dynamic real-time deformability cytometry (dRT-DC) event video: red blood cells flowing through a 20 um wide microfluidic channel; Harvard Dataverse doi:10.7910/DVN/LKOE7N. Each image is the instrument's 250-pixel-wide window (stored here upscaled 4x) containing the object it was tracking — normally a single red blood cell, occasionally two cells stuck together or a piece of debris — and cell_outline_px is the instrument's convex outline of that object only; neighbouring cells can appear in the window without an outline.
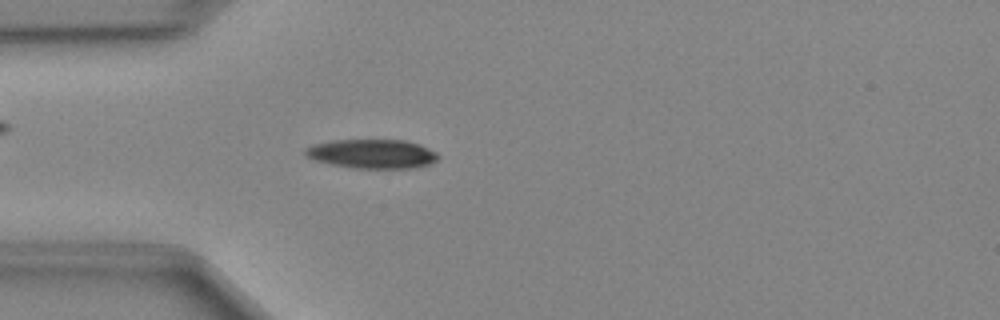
{"species": "Egyptian fruit bat (a non-hibernating species)", "species_latin": "Rousettus aegyptiacus", "temperature_condition": "cold", "stored_images_in_passage": 48, "camera_frame_rate_fps": 3000, "um_per_image_px": 0.085, "animal": {"sex": "female"}, "frame": {"image": 1, "passage_image": 13, "time_ms": 4.0, "image_size_px": [1000, 320], "cell_outline_px": [[440, 156], [432, 164], [412, 168], [356, 168], [332, 164], [316, 160], [308, 156], [304, 152], [304, 148], [312, 144], [332, 140], [404, 140], [420, 144], [436, 152]], "centroid_in_image_um": [31.66, 13.07], "position_along_channel_um": 53.3, "area_um2": 22.54}}
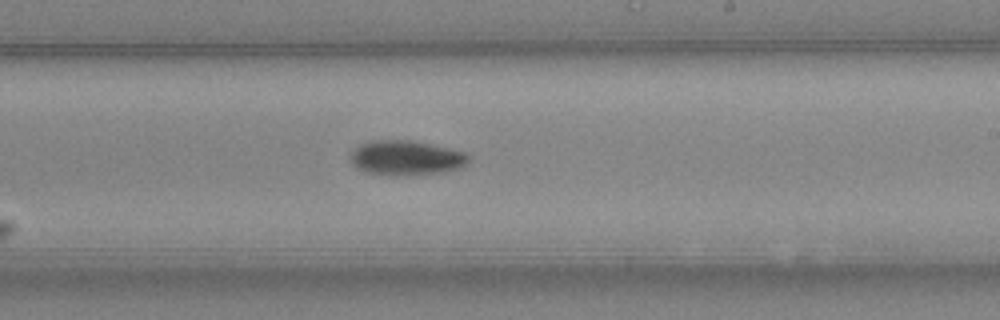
{"frame": {"image": 2, "passage_image": 28, "time_ms": 9.0, "image_size_px": [1000, 320], "cell_outline_px": [[468, 164], [460, 168], [444, 172], [404, 176], [368, 172], [356, 168], [352, 164], [352, 152], [360, 144], [372, 140], [412, 140], [448, 148], [464, 152], [468, 156]], "centroid_in_image_um": [34.54, 13.42], "position_along_channel_um": 254.5, "area_um2": 23.76}}
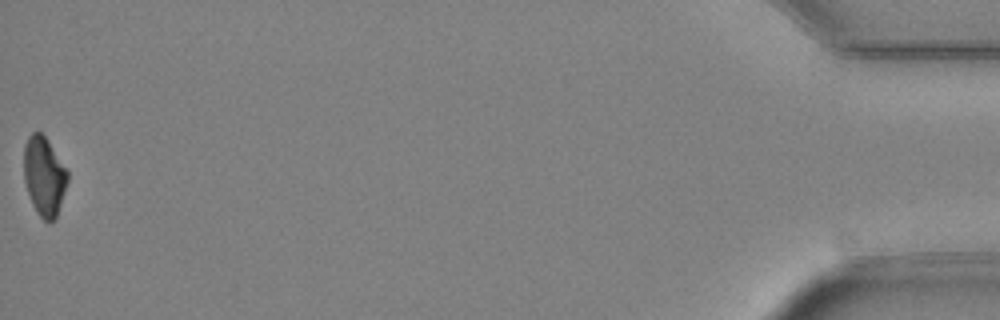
{"frame": {"image": 3, "passage_image": 48, "time_ms": 15.667, "image_size_px": [1000, 320], "cell_outline_px": [[68, 180], [56, 216], [52, 220], [44, 220], [36, 212], [32, 204], [24, 180], [24, 144], [28, 136], [32, 132], [40, 132], [44, 136], [68, 172]], "centroid_in_image_um": [3.72, 14.96], "position_along_channel_um": 431.5, "area_um2": 19.65}}